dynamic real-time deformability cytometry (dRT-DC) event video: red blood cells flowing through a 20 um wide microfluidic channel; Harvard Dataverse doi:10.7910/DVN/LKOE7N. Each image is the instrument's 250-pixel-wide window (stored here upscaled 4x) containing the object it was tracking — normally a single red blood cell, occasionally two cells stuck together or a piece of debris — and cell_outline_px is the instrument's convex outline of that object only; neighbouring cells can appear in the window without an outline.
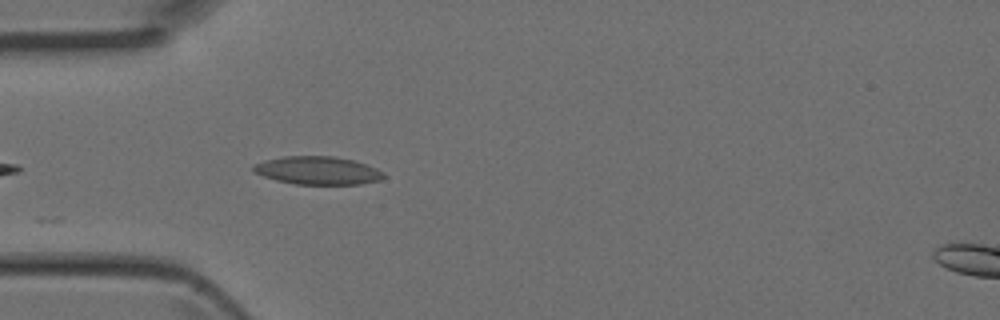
{"species": "Egyptian fruit bat (a non-hibernating species)", "species_latin": "Rousettus aegyptiacus", "temperature_condition": "room temperature", "stored_images_in_passage": 4, "camera_frame_rate_fps": 3000, "um_per_image_px": 0.085, "animal": {"sex": "female"}, "frame": {"image": 1, "passage_image": 3, "time_ms": 0.667, "image_size_px": [1000, 320], "cell_outline_px": [[384, 176], [380, 180], [360, 184], [296, 184], [276, 180], [252, 172], [252, 164], [264, 160], [284, 156], [336, 156], [352, 160], [376, 168], [384, 172]], "centroid_in_image_um": [26.96, 14.48], "position_along_channel_um": 58.0, "area_um2": 21.33}}